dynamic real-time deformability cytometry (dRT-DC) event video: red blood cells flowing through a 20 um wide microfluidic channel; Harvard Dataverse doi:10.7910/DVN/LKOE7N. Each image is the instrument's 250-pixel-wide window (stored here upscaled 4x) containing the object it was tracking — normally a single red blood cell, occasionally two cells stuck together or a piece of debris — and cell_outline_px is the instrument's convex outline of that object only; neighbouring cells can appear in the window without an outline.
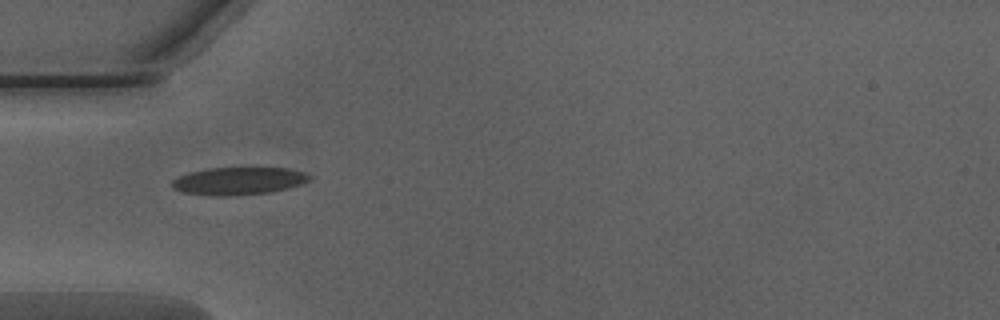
{"species": "Egyptian fruit bat (a non-hibernating species)", "species_latin": "Rousettus aegyptiacus", "temperature_condition": "warm", "stored_images_in_passage": 36, "camera_frame_rate_fps": 3000, "um_per_image_px": 0.085, "animal": {"sex": "male"}, "frame": {"image": 1, "passage_image": 1, "time_ms": 0.0, "image_size_px": [1000, 320], "cell_outline_px": [[312, 180], [288, 188], [272, 192], [228, 196], [216, 196], [184, 192], [172, 188], [172, 180], [188, 172], [208, 168], [244, 164], [252, 164], [288, 168], [304, 172], [312, 176]], "centroid_in_image_um": [20.35, 15.31], "position_along_channel_um": 64.7, "area_um2": 23.41}}
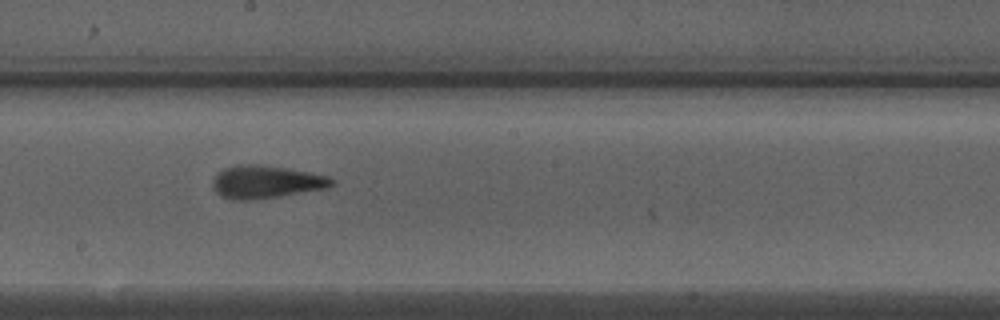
{"frame": {"image": 2, "passage_image": 13, "time_ms": 4.0, "image_size_px": [1000, 320], "cell_outline_px": [[336, 184], [328, 188], [280, 196], [248, 200], [232, 200], [220, 196], [216, 192], [212, 184], [212, 180], [224, 168], [236, 164], [256, 164], [288, 168], [328, 176], [336, 180]], "centroid_in_image_um": [22.63, 15.46], "position_along_channel_um": 225.6, "area_um2": 22.89}}
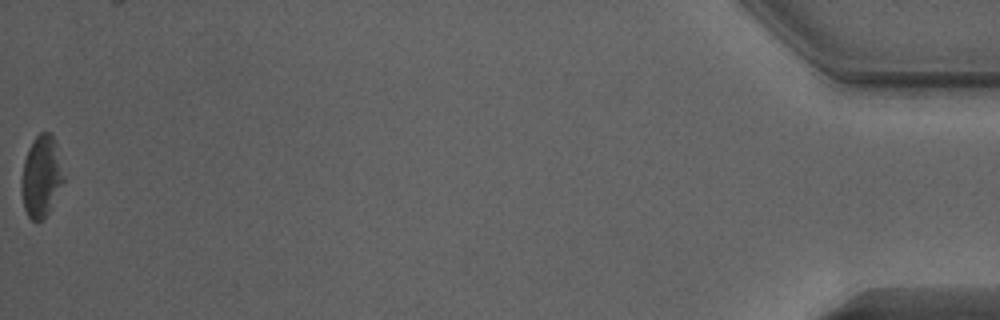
{"frame": {"image": 3, "passage_image": 36, "time_ms": 11.667, "image_size_px": [1000, 320], "cell_outline_px": [[64, 180], [48, 212], [40, 220], [32, 220], [28, 216], [24, 208], [20, 188], [20, 180], [24, 160], [28, 148], [32, 140], [40, 132], [52, 132], [56, 140], [64, 176]], "centroid_in_image_um": [3.49, 14.93], "position_along_channel_um": 431.7, "area_um2": 20.11}, "authors_computed_cell_mechanics": {"area_um2": 21.8773, "velocity_mm_per_s": 4.0309, "shape_relaxation_time_tau1_ms": 5.8767, "shape_relaxation_time_tau2_ms": 1.8274, "deformation_change_tau1": 0.1618, "deformation_change_tau2": 0.1033}}